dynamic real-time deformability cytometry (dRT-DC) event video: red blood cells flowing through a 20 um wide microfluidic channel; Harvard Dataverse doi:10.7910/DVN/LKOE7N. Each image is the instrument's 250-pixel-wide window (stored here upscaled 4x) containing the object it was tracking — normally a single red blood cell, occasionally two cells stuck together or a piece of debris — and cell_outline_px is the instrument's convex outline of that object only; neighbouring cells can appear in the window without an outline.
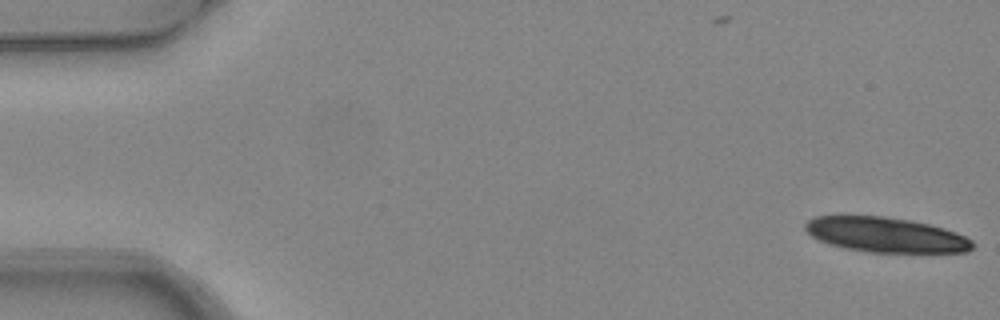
{"species": "common noctule bat (a hibernating species)", "species_latin": "Nyctalus noctula", "temperature_condition": "warm", "stored_images_in_passage": 5, "camera_frame_rate_fps": 3000, "um_per_image_px": 0.085, "animal": {"sex": "female", "body_mass_g": 24.6, "forearm_length_mm": 56.2}, "frame": {"image": 1, "passage_image": 1, "time_ms": 0.0, "image_size_px": [1000, 320], "cell_outline_px": [[976, 244], [968, 252], [868, 252], [844, 248], [828, 244], [812, 236], [804, 228], [804, 224], [808, 220], [816, 216], [884, 216], [912, 220], [944, 228], [956, 232], [972, 240]], "centroid_in_image_um": [75.3, 19.96], "position_along_channel_um": 9.7, "area_um2": 34.1}}